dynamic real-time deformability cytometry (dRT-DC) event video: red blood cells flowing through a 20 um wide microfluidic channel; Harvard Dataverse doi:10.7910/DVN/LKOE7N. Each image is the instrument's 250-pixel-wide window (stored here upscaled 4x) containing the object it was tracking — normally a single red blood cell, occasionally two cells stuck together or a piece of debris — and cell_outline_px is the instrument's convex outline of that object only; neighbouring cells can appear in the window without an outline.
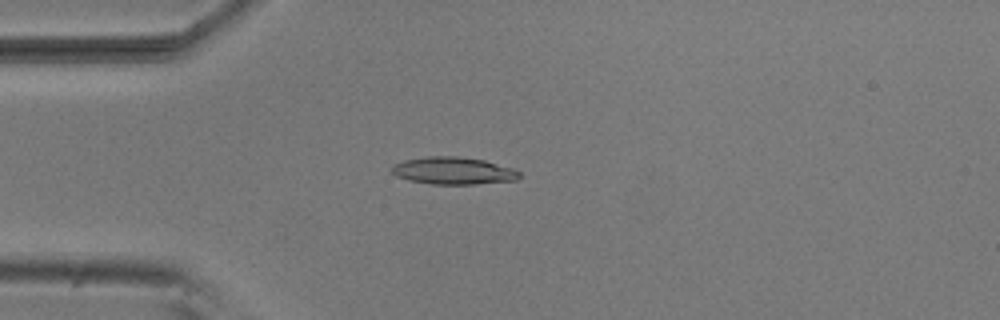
{"species": "common noctule bat (a hibernating species)", "species_latin": "Nyctalus noctula", "temperature_condition": "room temperature", "stored_images_in_passage": 52, "camera_frame_rate_fps": 3000, "um_per_image_px": 0.085, "animal": {"sex": "male", "body_mass_g": 20.5, "forearm_length_mm": 52.5}, "frame": {"image": 1, "passage_image": 13, "time_ms": 4.0, "image_size_px": [1000, 320], "cell_outline_px": [[520, 176], [516, 180], [476, 184], [432, 184], [408, 180], [396, 176], [392, 172], [392, 164], [404, 160], [428, 156], [456, 156], [484, 160], [512, 168], [520, 172]], "centroid_in_image_um": [38.51, 14.51], "position_along_channel_um": 46.5, "area_um2": 20.29}}
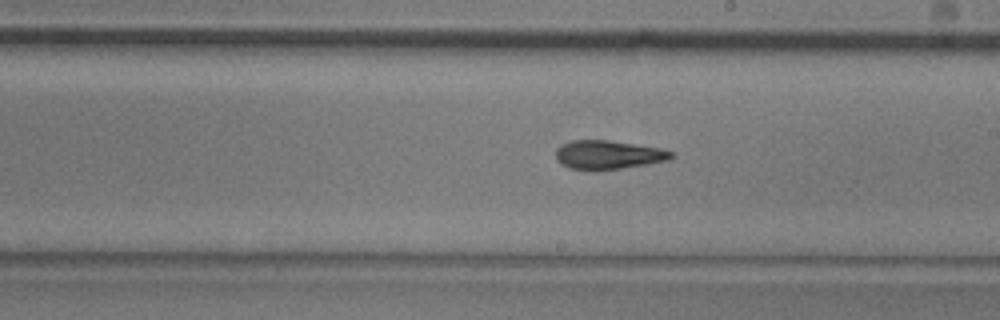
{"frame": {"image": 2, "passage_image": 29, "time_ms": 9.333, "image_size_px": [1000, 320], "cell_outline_px": [[676, 156], [668, 160], [648, 164], [596, 172], [568, 168], [560, 164], [556, 160], [556, 148], [560, 144], [572, 140], [608, 140], [660, 148], [672, 152]], "centroid_in_image_um": [51.65, 13.18], "position_along_channel_um": 237.4, "area_um2": 19.83}}
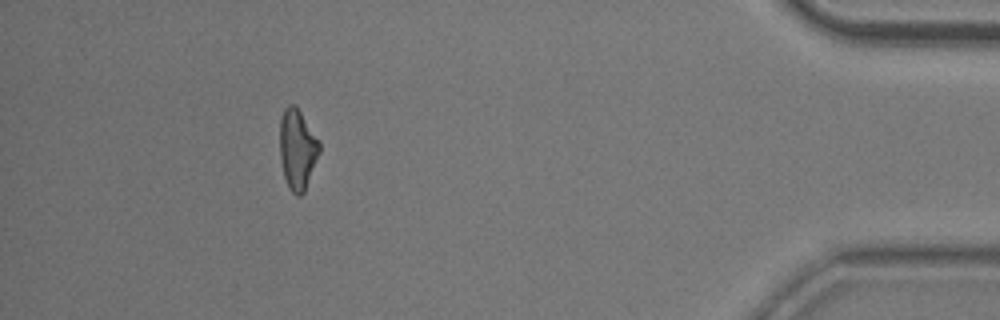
{"frame": {"image": 3, "passage_image": 47, "time_ms": 15.333, "image_size_px": [1000, 320], "cell_outline_px": [[320, 152], [304, 192], [300, 196], [296, 196], [288, 188], [284, 176], [280, 160], [280, 120], [284, 108], [288, 104], [296, 104], [320, 140]], "centroid_in_image_um": [25.28, 12.66], "position_along_channel_um": 409.9, "area_um2": 18.84}, "authors_computed_cell_mechanics": {"area_um2": 19.3341, "velocity_mm_per_s": 3.825, "shape_relaxation_time_tau1_ms": 4.3863, "shape_relaxation_time_tau2_ms": 3.6405, "deformation_change_tau1": 0.1529, "deformation_change_tau2": 0.1219}}